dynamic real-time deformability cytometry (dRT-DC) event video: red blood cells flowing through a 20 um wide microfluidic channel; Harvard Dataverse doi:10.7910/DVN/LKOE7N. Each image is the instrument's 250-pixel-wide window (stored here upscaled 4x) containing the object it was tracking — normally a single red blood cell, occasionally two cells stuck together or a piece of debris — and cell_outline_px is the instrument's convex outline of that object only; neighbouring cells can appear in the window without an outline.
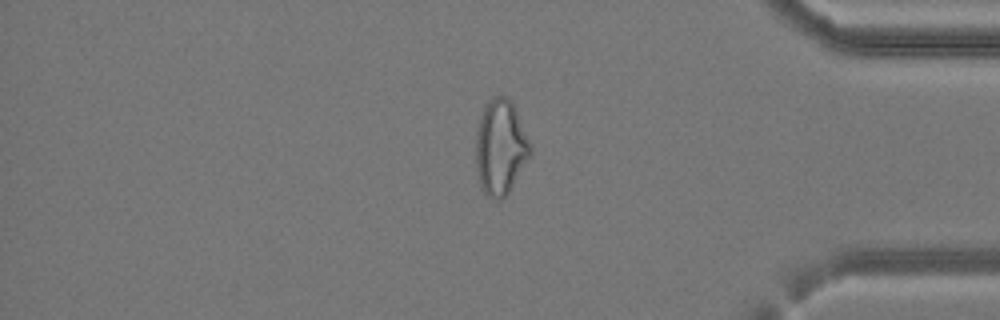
{"species": "common noctule bat (a hibernating species)", "species_latin": "Nyctalus noctula", "temperature_condition": "cold", "stored_images_in_passage": 40, "camera_frame_rate_fps": 3000, "um_per_image_px": 0.085, "animal": {"sex": "female", "body_mass_g": 24.6, "forearm_length_mm": 56.2}, "frame": {"image": 1, "passage_image": 34, "time_ms": 11.0, "image_size_px": [1000, 320], "cell_outline_px": [[532, 156], [508, 192], [500, 200], [492, 200], [480, 188], [476, 168], [476, 136], [480, 116], [484, 108], [492, 96], [508, 96], [512, 100], [532, 148]], "centroid_in_image_um": [42.55, 12.53], "position_along_channel_um": 392.6, "area_um2": 30.4}}